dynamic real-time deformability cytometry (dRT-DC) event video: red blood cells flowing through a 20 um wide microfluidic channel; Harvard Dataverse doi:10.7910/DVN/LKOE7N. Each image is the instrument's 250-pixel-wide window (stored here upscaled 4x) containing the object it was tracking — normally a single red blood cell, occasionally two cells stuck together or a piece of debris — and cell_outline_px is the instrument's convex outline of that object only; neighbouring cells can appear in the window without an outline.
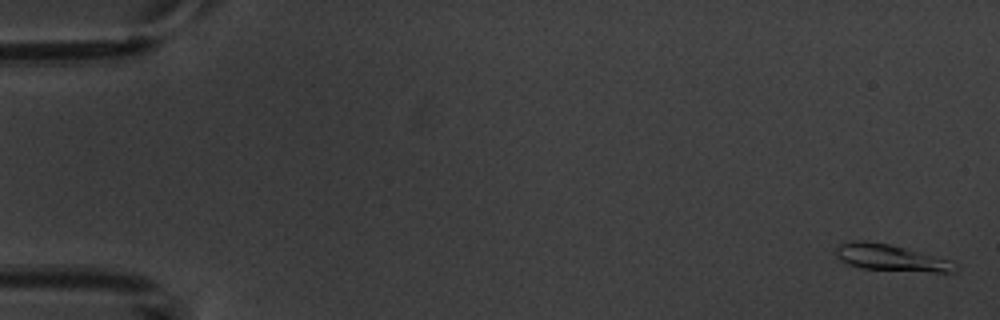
{"species": "common noctule bat (a hibernating species)", "species_latin": "Nyctalus noctula", "temperature_condition": "warm", "stored_images_in_passage": 4, "camera_frame_rate_fps": 3000, "um_per_image_px": 0.085, "animal": {"sex": "male", "body_mass_g": 20.1, "forearm_length_mm": 53.5}, "frame": {"image": 1, "passage_image": 1, "time_ms": 0.0, "image_size_px": [1000, 320], "cell_outline_px": [[960, 268], [956, 272], [932, 272], [864, 268], [848, 264], [836, 256], [836, 248], [840, 244], [852, 240], [864, 240], [888, 244], [904, 248], [948, 260], [956, 264]], "centroid_in_image_um": [75.72, 21.91], "position_along_channel_um": 9.3, "area_um2": 18.03}}